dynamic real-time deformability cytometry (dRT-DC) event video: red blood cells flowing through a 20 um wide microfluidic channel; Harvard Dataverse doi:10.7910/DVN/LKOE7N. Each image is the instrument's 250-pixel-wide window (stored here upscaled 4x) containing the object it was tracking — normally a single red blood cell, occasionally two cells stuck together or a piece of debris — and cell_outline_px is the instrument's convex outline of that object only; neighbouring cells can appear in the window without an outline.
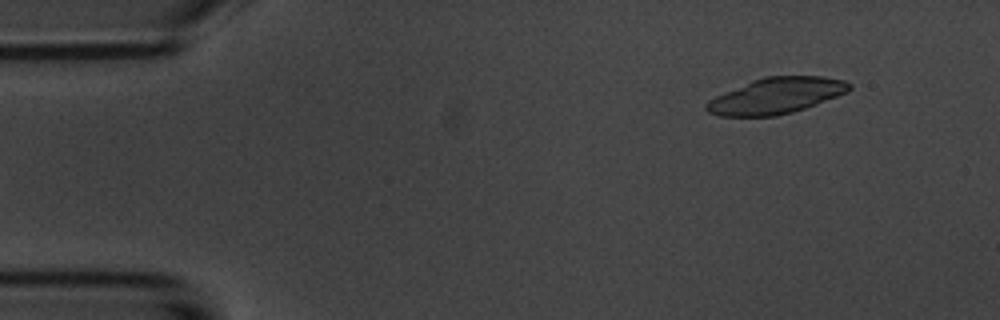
{"species": "common noctule bat (a hibernating species)", "species_latin": "Nyctalus noctula", "temperature_condition": "room temperature", "stored_images_in_passage": 3, "camera_frame_rate_fps": 3000, "um_per_image_px": 0.085, "animal": {"sex": "male", "body_mass_g": 20.1, "forearm_length_mm": 53.5}, "frame": {"image": 1, "passage_image": 1, "time_ms": 0.0, "image_size_px": [1000, 320], "cell_outline_px": [[852, 88], [848, 92], [816, 104], [792, 112], [776, 116], [720, 116], [708, 112], [704, 108], [704, 104], [708, 100], [716, 96], [752, 80], [764, 76], [824, 76], [844, 80], [852, 84]], "centroid_in_image_um": [65.98, 8.13], "position_along_channel_um": 19.0, "area_um2": 29.94}}